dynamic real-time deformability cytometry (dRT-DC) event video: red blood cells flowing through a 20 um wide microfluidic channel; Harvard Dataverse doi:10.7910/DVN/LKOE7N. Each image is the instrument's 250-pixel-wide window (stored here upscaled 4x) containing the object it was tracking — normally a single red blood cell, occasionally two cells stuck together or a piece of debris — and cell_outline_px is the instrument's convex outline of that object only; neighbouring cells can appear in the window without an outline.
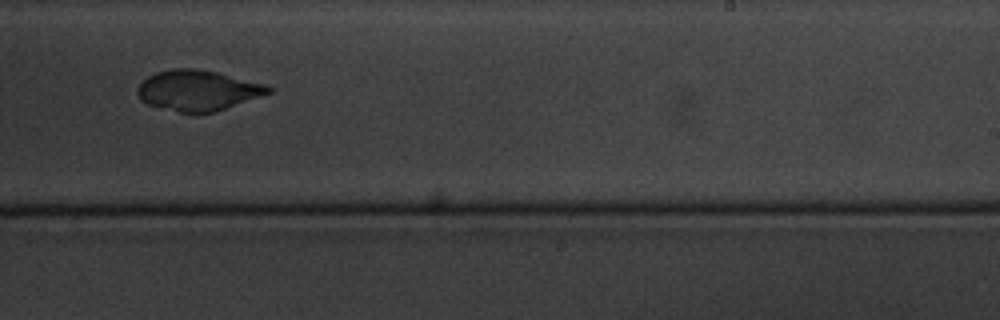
{"species": "common noctule bat (a hibernating species)", "species_latin": "Nyctalus noctula", "temperature_condition": "cold", "stored_images_in_passage": 15, "camera_frame_rate_fps": 3000, "um_per_image_px": 0.085, "animal": {"sex": "male", "body_mass_g": 20.1, "forearm_length_mm": 53.5}, "frame": {"image": 1, "passage_image": 9, "time_ms": 10.0, "image_size_px": [1000, 320], "cell_outline_px": [[272, 92], [216, 112], [180, 112], [160, 108], [148, 104], [140, 100], [136, 92], [136, 88], [148, 76], [156, 72], [172, 68], [196, 68], [216, 72], [264, 84], [272, 88]], "centroid_in_image_um": [16.78, 7.68], "position_along_channel_um": 272.2, "area_um2": 30.75}}
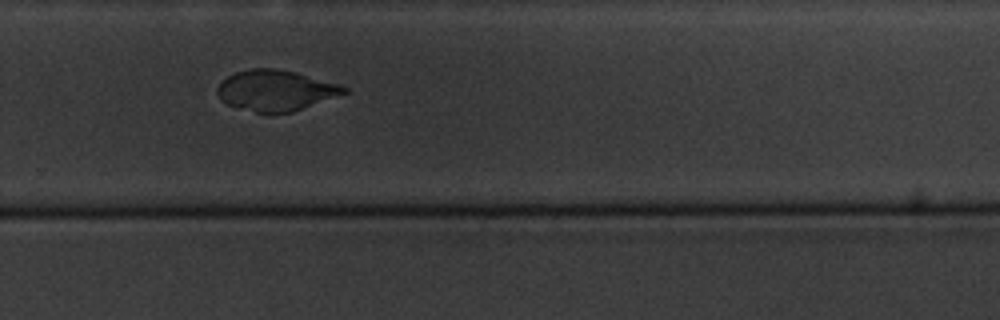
{"frame": {"image": 2, "passage_image": 10, "time_ms": 11.0, "image_size_px": [1000, 320], "cell_outline_px": [[348, 92], [292, 112], [272, 116], [240, 108], [228, 104], [220, 100], [216, 92], [216, 88], [220, 80], [236, 72], [252, 68], [276, 68], [296, 72], [340, 84], [348, 88]], "centroid_in_image_um": [23.4, 7.7], "position_along_channel_um": 306.4, "area_um2": 30.52}}
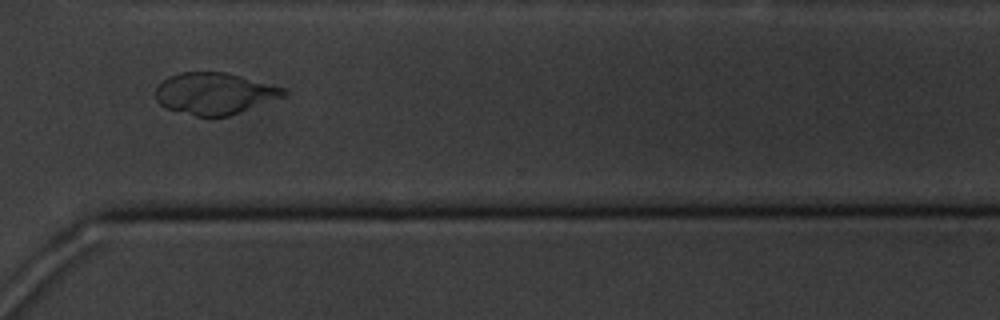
{"frame": {"image": 3, "passage_image": 11, "time_ms": 12.333, "image_size_px": [1000, 320], "cell_outline_px": [[288, 92], [284, 96], [228, 116], [196, 116], [168, 108], [160, 104], [156, 100], [156, 88], [168, 76], [180, 72], [224, 72], [240, 76], [284, 88]], "centroid_in_image_um": [18.21, 7.94], "position_along_channel_um": 352.4, "area_um2": 30.52}}